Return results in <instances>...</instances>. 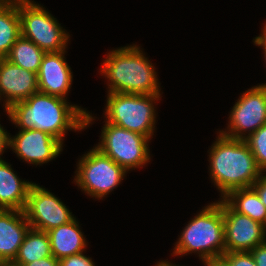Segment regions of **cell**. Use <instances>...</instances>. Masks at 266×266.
Instances as JSON below:
<instances>
[{
	"label": "cell",
	"instance_id": "7c38bea8",
	"mask_svg": "<svg viewBox=\"0 0 266 266\" xmlns=\"http://www.w3.org/2000/svg\"><path fill=\"white\" fill-rule=\"evenodd\" d=\"M9 147L21 160L35 165L48 163L62 151V143L52 135L36 130H19L16 136L9 140Z\"/></svg>",
	"mask_w": 266,
	"mask_h": 266
},
{
	"label": "cell",
	"instance_id": "7402d4cb",
	"mask_svg": "<svg viewBox=\"0 0 266 266\" xmlns=\"http://www.w3.org/2000/svg\"><path fill=\"white\" fill-rule=\"evenodd\" d=\"M244 141L253 153L259 168L266 172V124L247 136Z\"/></svg>",
	"mask_w": 266,
	"mask_h": 266
},
{
	"label": "cell",
	"instance_id": "d6986e66",
	"mask_svg": "<svg viewBox=\"0 0 266 266\" xmlns=\"http://www.w3.org/2000/svg\"><path fill=\"white\" fill-rule=\"evenodd\" d=\"M21 36L18 0H0V58H5Z\"/></svg>",
	"mask_w": 266,
	"mask_h": 266
},
{
	"label": "cell",
	"instance_id": "6da1fadb",
	"mask_svg": "<svg viewBox=\"0 0 266 266\" xmlns=\"http://www.w3.org/2000/svg\"><path fill=\"white\" fill-rule=\"evenodd\" d=\"M68 103L64 98L38 91L5 111L20 130H40L63 144L67 130H83L95 119L80 106Z\"/></svg>",
	"mask_w": 266,
	"mask_h": 266
},
{
	"label": "cell",
	"instance_id": "ac0fdd59",
	"mask_svg": "<svg viewBox=\"0 0 266 266\" xmlns=\"http://www.w3.org/2000/svg\"><path fill=\"white\" fill-rule=\"evenodd\" d=\"M222 199L237 213L266 226V207L253 187L234 189Z\"/></svg>",
	"mask_w": 266,
	"mask_h": 266
},
{
	"label": "cell",
	"instance_id": "30bf717a",
	"mask_svg": "<svg viewBox=\"0 0 266 266\" xmlns=\"http://www.w3.org/2000/svg\"><path fill=\"white\" fill-rule=\"evenodd\" d=\"M23 211L31 228L45 232L75 218L60 199L36 183L31 185Z\"/></svg>",
	"mask_w": 266,
	"mask_h": 266
},
{
	"label": "cell",
	"instance_id": "3957f363",
	"mask_svg": "<svg viewBox=\"0 0 266 266\" xmlns=\"http://www.w3.org/2000/svg\"><path fill=\"white\" fill-rule=\"evenodd\" d=\"M100 72L110 81L108 93L161 95L155 68L135 44L109 52Z\"/></svg>",
	"mask_w": 266,
	"mask_h": 266
},
{
	"label": "cell",
	"instance_id": "83f0119b",
	"mask_svg": "<svg viewBox=\"0 0 266 266\" xmlns=\"http://www.w3.org/2000/svg\"><path fill=\"white\" fill-rule=\"evenodd\" d=\"M205 266H231V263L222 255L203 261Z\"/></svg>",
	"mask_w": 266,
	"mask_h": 266
},
{
	"label": "cell",
	"instance_id": "44dd1931",
	"mask_svg": "<svg viewBox=\"0 0 266 266\" xmlns=\"http://www.w3.org/2000/svg\"><path fill=\"white\" fill-rule=\"evenodd\" d=\"M45 53L31 40L20 36L5 58L14 65L38 74Z\"/></svg>",
	"mask_w": 266,
	"mask_h": 266
},
{
	"label": "cell",
	"instance_id": "277c9868",
	"mask_svg": "<svg viewBox=\"0 0 266 266\" xmlns=\"http://www.w3.org/2000/svg\"><path fill=\"white\" fill-rule=\"evenodd\" d=\"M175 243L173 256L199 254L202 261L225 253L222 199L207 205L191 219Z\"/></svg>",
	"mask_w": 266,
	"mask_h": 266
},
{
	"label": "cell",
	"instance_id": "484cf974",
	"mask_svg": "<svg viewBox=\"0 0 266 266\" xmlns=\"http://www.w3.org/2000/svg\"><path fill=\"white\" fill-rule=\"evenodd\" d=\"M252 187L256 190L261 199V202L266 207V174H262L258 178V180L252 185Z\"/></svg>",
	"mask_w": 266,
	"mask_h": 266
},
{
	"label": "cell",
	"instance_id": "d6a6232c",
	"mask_svg": "<svg viewBox=\"0 0 266 266\" xmlns=\"http://www.w3.org/2000/svg\"><path fill=\"white\" fill-rule=\"evenodd\" d=\"M260 36L266 41V24L264 28L262 29V34H260Z\"/></svg>",
	"mask_w": 266,
	"mask_h": 266
},
{
	"label": "cell",
	"instance_id": "2e32d148",
	"mask_svg": "<svg viewBox=\"0 0 266 266\" xmlns=\"http://www.w3.org/2000/svg\"><path fill=\"white\" fill-rule=\"evenodd\" d=\"M32 184L18 178L6 161H0V209L23 211Z\"/></svg>",
	"mask_w": 266,
	"mask_h": 266
},
{
	"label": "cell",
	"instance_id": "e0dca14e",
	"mask_svg": "<svg viewBox=\"0 0 266 266\" xmlns=\"http://www.w3.org/2000/svg\"><path fill=\"white\" fill-rule=\"evenodd\" d=\"M47 233L50 239L52 256L58 260L80 254L87 247L86 239L76 218L67 224L47 231Z\"/></svg>",
	"mask_w": 266,
	"mask_h": 266
},
{
	"label": "cell",
	"instance_id": "5bb4252c",
	"mask_svg": "<svg viewBox=\"0 0 266 266\" xmlns=\"http://www.w3.org/2000/svg\"><path fill=\"white\" fill-rule=\"evenodd\" d=\"M65 52H46L43 56L37 74L39 92L67 99L73 75L71 67L64 59Z\"/></svg>",
	"mask_w": 266,
	"mask_h": 266
},
{
	"label": "cell",
	"instance_id": "ffe728a7",
	"mask_svg": "<svg viewBox=\"0 0 266 266\" xmlns=\"http://www.w3.org/2000/svg\"><path fill=\"white\" fill-rule=\"evenodd\" d=\"M49 256L52 252L48 233L30 227L13 262L23 266Z\"/></svg>",
	"mask_w": 266,
	"mask_h": 266
},
{
	"label": "cell",
	"instance_id": "4fadbf2b",
	"mask_svg": "<svg viewBox=\"0 0 266 266\" xmlns=\"http://www.w3.org/2000/svg\"><path fill=\"white\" fill-rule=\"evenodd\" d=\"M38 92L37 74L0 58V100L4 97V108L28 99Z\"/></svg>",
	"mask_w": 266,
	"mask_h": 266
},
{
	"label": "cell",
	"instance_id": "f546056e",
	"mask_svg": "<svg viewBox=\"0 0 266 266\" xmlns=\"http://www.w3.org/2000/svg\"><path fill=\"white\" fill-rule=\"evenodd\" d=\"M253 42H254L255 45H258V46H262L263 47L264 57H265V60H266V41L259 35V36H256L254 38V41ZM262 85L266 87V83L265 84H262Z\"/></svg>",
	"mask_w": 266,
	"mask_h": 266
},
{
	"label": "cell",
	"instance_id": "4316f807",
	"mask_svg": "<svg viewBox=\"0 0 266 266\" xmlns=\"http://www.w3.org/2000/svg\"><path fill=\"white\" fill-rule=\"evenodd\" d=\"M23 266H59V260L54 256H49L36 260L29 264H24Z\"/></svg>",
	"mask_w": 266,
	"mask_h": 266
},
{
	"label": "cell",
	"instance_id": "603a6c76",
	"mask_svg": "<svg viewBox=\"0 0 266 266\" xmlns=\"http://www.w3.org/2000/svg\"><path fill=\"white\" fill-rule=\"evenodd\" d=\"M223 256L231 263V266H257L251 252H229Z\"/></svg>",
	"mask_w": 266,
	"mask_h": 266
},
{
	"label": "cell",
	"instance_id": "f1b7e54d",
	"mask_svg": "<svg viewBox=\"0 0 266 266\" xmlns=\"http://www.w3.org/2000/svg\"><path fill=\"white\" fill-rule=\"evenodd\" d=\"M10 136L7 131L0 124V161H3L1 155L4 152V149L9 148Z\"/></svg>",
	"mask_w": 266,
	"mask_h": 266
},
{
	"label": "cell",
	"instance_id": "8fae6325",
	"mask_svg": "<svg viewBox=\"0 0 266 266\" xmlns=\"http://www.w3.org/2000/svg\"><path fill=\"white\" fill-rule=\"evenodd\" d=\"M225 253L250 252L266 242V226L234 211L222 199Z\"/></svg>",
	"mask_w": 266,
	"mask_h": 266
},
{
	"label": "cell",
	"instance_id": "4dcf8cb0",
	"mask_svg": "<svg viewBox=\"0 0 266 266\" xmlns=\"http://www.w3.org/2000/svg\"><path fill=\"white\" fill-rule=\"evenodd\" d=\"M0 266H21L13 261H0Z\"/></svg>",
	"mask_w": 266,
	"mask_h": 266
},
{
	"label": "cell",
	"instance_id": "7a4b0ae2",
	"mask_svg": "<svg viewBox=\"0 0 266 266\" xmlns=\"http://www.w3.org/2000/svg\"><path fill=\"white\" fill-rule=\"evenodd\" d=\"M209 150L210 176L222 198L234 189L252 187L265 174L244 140L219 133Z\"/></svg>",
	"mask_w": 266,
	"mask_h": 266
},
{
	"label": "cell",
	"instance_id": "1f68e13d",
	"mask_svg": "<svg viewBox=\"0 0 266 266\" xmlns=\"http://www.w3.org/2000/svg\"><path fill=\"white\" fill-rule=\"evenodd\" d=\"M155 266H177V265H174L165 260V261L158 262V264H156Z\"/></svg>",
	"mask_w": 266,
	"mask_h": 266
},
{
	"label": "cell",
	"instance_id": "ba28073f",
	"mask_svg": "<svg viewBox=\"0 0 266 266\" xmlns=\"http://www.w3.org/2000/svg\"><path fill=\"white\" fill-rule=\"evenodd\" d=\"M149 139L105 121L101 141L95 148L128 172L150 162Z\"/></svg>",
	"mask_w": 266,
	"mask_h": 266
},
{
	"label": "cell",
	"instance_id": "8992f818",
	"mask_svg": "<svg viewBox=\"0 0 266 266\" xmlns=\"http://www.w3.org/2000/svg\"><path fill=\"white\" fill-rule=\"evenodd\" d=\"M21 36L45 52L64 51L69 34L43 6L32 0H18Z\"/></svg>",
	"mask_w": 266,
	"mask_h": 266
},
{
	"label": "cell",
	"instance_id": "9c48e42d",
	"mask_svg": "<svg viewBox=\"0 0 266 266\" xmlns=\"http://www.w3.org/2000/svg\"><path fill=\"white\" fill-rule=\"evenodd\" d=\"M239 98L230 112L228 131L219 133L228 138L244 140L266 124V87L261 84L252 87Z\"/></svg>",
	"mask_w": 266,
	"mask_h": 266
},
{
	"label": "cell",
	"instance_id": "cb8c5ba5",
	"mask_svg": "<svg viewBox=\"0 0 266 266\" xmlns=\"http://www.w3.org/2000/svg\"><path fill=\"white\" fill-rule=\"evenodd\" d=\"M59 266H95L90 257L82 253L71 255L59 260Z\"/></svg>",
	"mask_w": 266,
	"mask_h": 266
},
{
	"label": "cell",
	"instance_id": "9a60e30c",
	"mask_svg": "<svg viewBox=\"0 0 266 266\" xmlns=\"http://www.w3.org/2000/svg\"><path fill=\"white\" fill-rule=\"evenodd\" d=\"M30 224L24 211L0 209V261H13Z\"/></svg>",
	"mask_w": 266,
	"mask_h": 266
},
{
	"label": "cell",
	"instance_id": "52a82bcc",
	"mask_svg": "<svg viewBox=\"0 0 266 266\" xmlns=\"http://www.w3.org/2000/svg\"><path fill=\"white\" fill-rule=\"evenodd\" d=\"M74 182L89 196L102 199L115 189L127 171L93 147L78 162Z\"/></svg>",
	"mask_w": 266,
	"mask_h": 266
},
{
	"label": "cell",
	"instance_id": "5b68a950",
	"mask_svg": "<svg viewBox=\"0 0 266 266\" xmlns=\"http://www.w3.org/2000/svg\"><path fill=\"white\" fill-rule=\"evenodd\" d=\"M107 95L106 122L147 138L153 136L156 122L154 104L155 100H160L161 95L127 93H108Z\"/></svg>",
	"mask_w": 266,
	"mask_h": 266
},
{
	"label": "cell",
	"instance_id": "d4e9b609",
	"mask_svg": "<svg viewBox=\"0 0 266 266\" xmlns=\"http://www.w3.org/2000/svg\"><path fill=\"white\" fill-rule=\"evenodd\" d=\"M250 252L254 257L257 266H266V242L256 246Z\"/></svg>",
	"mask_w": 266,
	"mask_h": 266
}]
</instances>
